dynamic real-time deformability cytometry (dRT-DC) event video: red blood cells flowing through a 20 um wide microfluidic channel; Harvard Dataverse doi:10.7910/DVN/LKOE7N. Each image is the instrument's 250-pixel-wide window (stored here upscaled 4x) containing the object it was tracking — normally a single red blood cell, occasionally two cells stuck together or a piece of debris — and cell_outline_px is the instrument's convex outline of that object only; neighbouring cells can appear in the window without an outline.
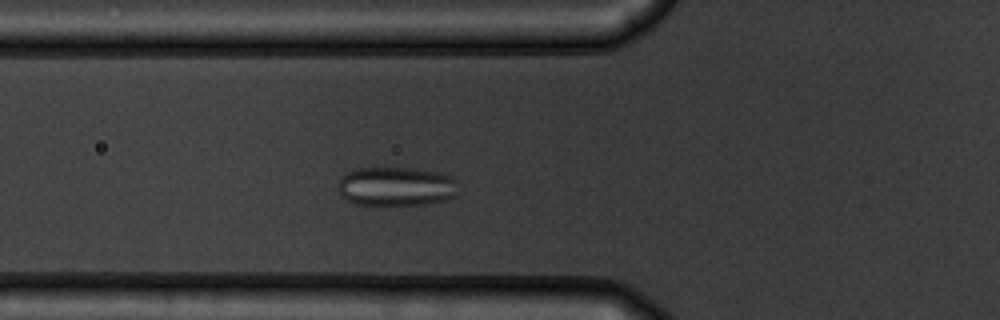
{"species": "common noctule bat (a hibernating species)", "species_latin": "Nyctalus noctula", "temperature_condition": "warm", "stored_images_in_passage": 37, "camera_frame_rate_fps": 3000, "um_per_image_px": 0.085, "animal": {"sex": "male", "body_mass_g": 19.5, "forearm_length_mm": 54.6}, "frame": {"image": 1, "passage_image": 3, "time_ms": 0.667, "image_size_px": [1000, 320], "cell_outline_px": [[460, 180], [456, 196], [444, 200], [424, 204], [356, 204], [348, 200], [336, 188], [336, 184], [340, 176], [356, 168], [412, 168], [436, 172], [452, 176]], "centroid_in_image_um": [33.7, 15.83], "position_along_channel_um": 92.1, "area_um2": 27.57}}
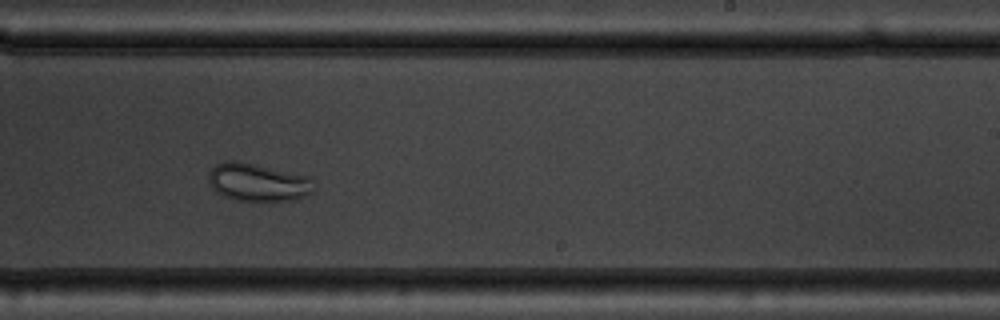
{"frame": {"image": 2, "passage_image": 17, "time_ms": 5.333, "image_size_px": [1000, 320], "cell_outline_px": [[312, 192], [296, 200], [236, 200], [224, 196], [216, 192], [212, 188], [208, 180], [208, 176], [212, 168], [216, 164], [224, 160], [236, 160], [312, 176]], "centroid_in_image_um": [21.91, 15.47], "position_along_channel_um": 267.1, "area_um2": 23.29}}
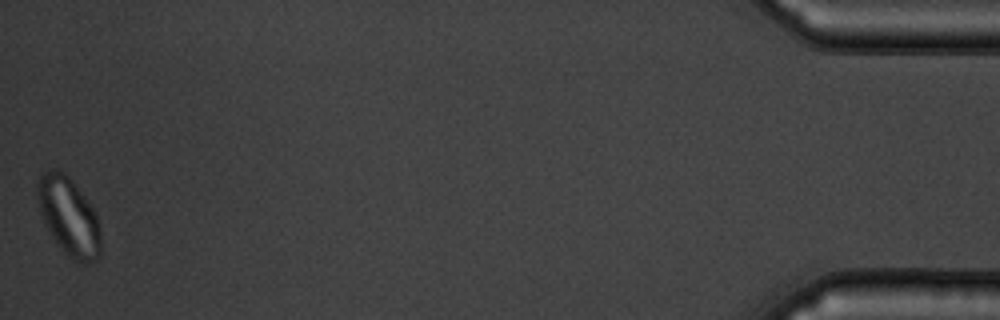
{"frame": {"image": 3, "passage_image": 37, "time_ms": 12.0, "image_size_px": [1000, 320], "cell_outline_px": [[100, 256], [96, 260], [88, 264], [84, 264], [72, 260], [64, 252], [52, 236], [44, 224], [40, 212], [36, 196], [36, 180], [44, 172], [56, 168], [64, 172], [68, 176], [88, 200], [96, 212], [100, 236]], "centroid_in_image_um": [5.83, 18.39], "position_along_channel_um": 429.4, "area_um2": 29.07}, "authors_computed_cell_mechanics": {"area_um2": 25.3742, "velocity_mm_per_s": 3.7528, "shape_relaxation_time_tau1_ms": 4.1474, "shape_relaxation_time_tau2_ms": null, "deformation_change_tau1": 0.06, "deformation_change_tau2": null}}